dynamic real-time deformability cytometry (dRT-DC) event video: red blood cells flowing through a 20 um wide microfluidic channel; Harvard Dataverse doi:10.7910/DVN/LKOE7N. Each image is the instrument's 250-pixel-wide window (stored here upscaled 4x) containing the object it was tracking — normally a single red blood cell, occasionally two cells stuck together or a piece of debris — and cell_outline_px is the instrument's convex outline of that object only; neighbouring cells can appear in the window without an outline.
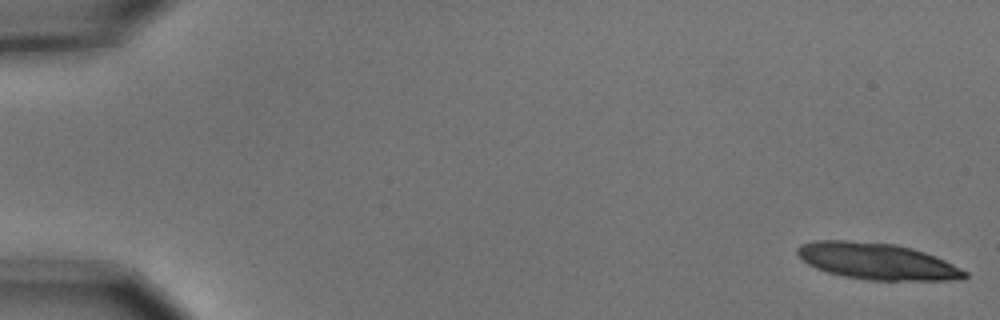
{"species": "common noctule bat (a hibernating species)", "species_latin": "Nyctalus noctula", "temperature_condition": "cold", "stored_images_in_passage": 15, "camera_frame_rate_fps": 3000, "um_per_image_px": 0.085, "animal": {"sex": "male", "body_mass_g": 15.6}, "frame": {"image": 1, "passage_image": 1, "time_ms": 0.0, "image_size_px": [1000, 320], "cell_outline_px": [[968, 276], [964, 280], [868, 280], [844, 276], [828, 272], [816, 268], [808, 264], [796, 252], [796, 248], [800, 244], [816, 240], [848, 240], [896, 244], [912, 248], [936, 256], [968, 272]], "centroid_in_image_um": [74.56, 22.2], "position_along_channel_um": 10.4, "area_um2": 35.6}}
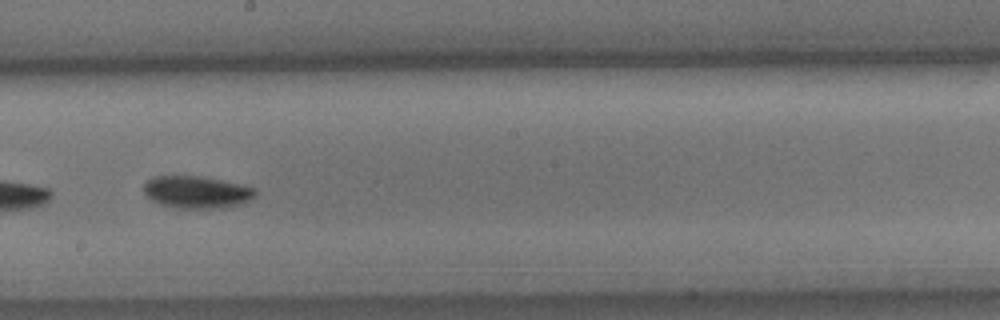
{"frame": {"image": 2, "passage_image": 9, "time_ms": 2.667, "image_size_px": [1000, 320], "cell_outline_px": [[256, 196], [240, 204], [224, 208], [180, 208], [164, 204], [152, 200], [144, 192], [144, 184], [148, 180], [156, 176], [196, 176], [220, 180], [256, 188]], "centroid_in_image_um": [16.74, 16.33], "position_along_channel_um": 231.5, "area_um2": 20.58}}
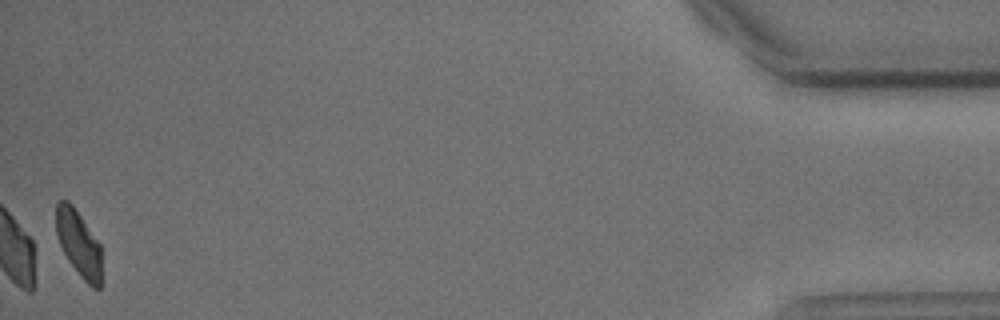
{"frame": {"image": 3, "passage_image": 15, "time_ms": 4.667, "image_size_px": [1000, 320], "cell_outline_px": [[100, 288], [92, 288], [80, 276], [68, 260], [60, 244], [56, 232], [56, 204], [60, 200], [68, 200], [72, 204], [100, 244]], "centroid_in_image_um": [6.67, 20.68], "position_along_channel_um": 428.5, "area_um2": 17.22}}